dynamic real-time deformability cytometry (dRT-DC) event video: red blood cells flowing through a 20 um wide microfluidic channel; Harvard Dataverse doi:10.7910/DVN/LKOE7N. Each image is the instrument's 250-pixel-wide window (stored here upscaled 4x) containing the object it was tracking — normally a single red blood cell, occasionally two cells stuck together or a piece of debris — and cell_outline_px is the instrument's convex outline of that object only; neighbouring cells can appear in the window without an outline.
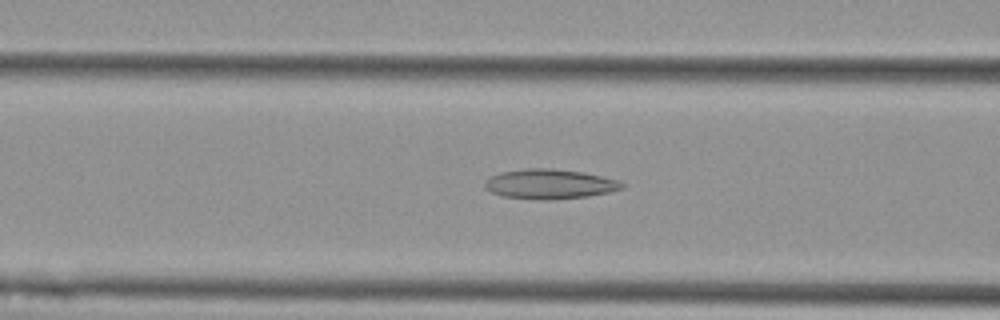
{"species": "Egyptian fruit bat (a non-hibernating species)", "species_latin": "Rousettus aegyptiacus", "temperature_condition": "cold", "stored_images_in_passage": 56, "camera_frame_rate_fps": 3000, "um_per_image_px": 0.085, "animal": {"sex": "female"}, "frame": {"image": 1, "passage_image": 22, "time_ms": 7.0, "image_size_px": [1000, 320], "cell_outline_px": [[624, 188], [608, 192], [588, 196], [504, 196], [492, 192], [484, 188], [484, 184], [492, 176], [500, 172], [528, 168], [552, 168], [584, 172], [616, 180], [624, 184]], "centroid_in_image_um": [46.74, 15.57], "position_along_channel_um": 119.9, "area_um2": 22.25}}
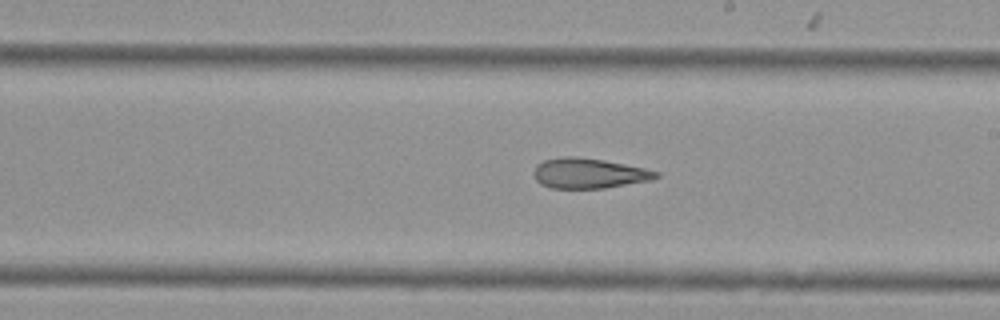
{"frame": {"image": 2, "passage_image": 32, "time_ms": 10.333, "image_size_px": [1000, 320], "cell_outline_px": [[660, 176], [652, 180], [604, 188], [552, 188], [540, 184], [536, 180], [532, 172], [536, 164], [544, 160], [568, 156], [576, 156], [604, 160], [644, 168], [660, 172]], "centroid_in_image_um": [50.04, 14.73], "position_along_channel_um": 239.0, "area_um2": 21.56}}
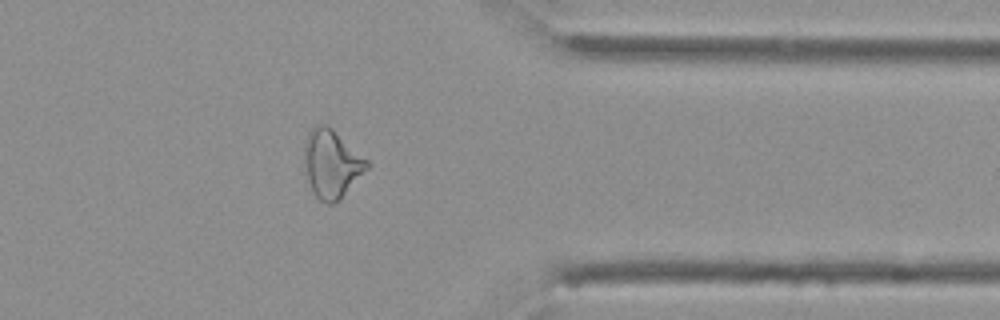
{"frame": {"image": 3, "passage_image": 45, "time_ms": 14.667, "image_size_px": [1000, 320], "cell_outline_px": [[372, 164], [340, 200], [332, 204], [328, 204], [320, 200], [316, 196], [308, 184], [304, 172], [304, 144], [308, 132], [316, 124], [324, 124], [332, 128], [368, 160]], "centroid_in_image_um": [28.17, 13.93], "position_along_channel_um": 383.2, "area_um2": 25.2}, "authors_computed_cell_mechanics": {"area_um2": 25.4609, "velocity_mm_per_s": 3.581, "shape_relaxation_time_tau1_ms": null, "shape_relaxation_time_tau2_ms": 3.5634, "deformation_change_tau1": null, "deformation_change_tau2": 0.1173}}